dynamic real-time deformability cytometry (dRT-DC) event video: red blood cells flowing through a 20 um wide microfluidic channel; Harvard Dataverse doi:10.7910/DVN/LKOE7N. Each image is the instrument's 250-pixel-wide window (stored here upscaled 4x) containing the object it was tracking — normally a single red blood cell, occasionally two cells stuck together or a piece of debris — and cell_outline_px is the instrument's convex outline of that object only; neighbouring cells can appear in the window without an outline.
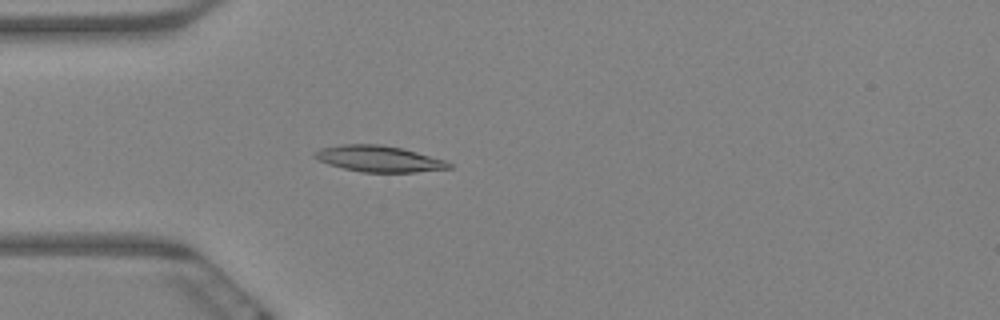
{"species": "Egyptian fruit bat (a non-hibernating species)", "species_latin": "Rousettus aegyptiacus", "temperature_condition": "warm", "stored_images_in_passage": 63, "camera_frame_rate_fps": 3000, "um_per_image_px": 0.085, "animal": {"sex": "female"}, "frame": {"image": 1, "passage_image": 18, "time_ms": 5.667, "image_size_px": [1000, 320], "cell_outline_px": [[452, 168], [416, 172], [360, 172], [328, 164], [316, 160], [312, 156], [312, 152], [320, 148], [344, 144], [380, 144], [400, 148], [416, 152], [444, 160], [452, 164]], "centroid_in_image_um": [32.14, 13.5], "position_along_channel_um": 52.9, "area_um2": 20.46}}
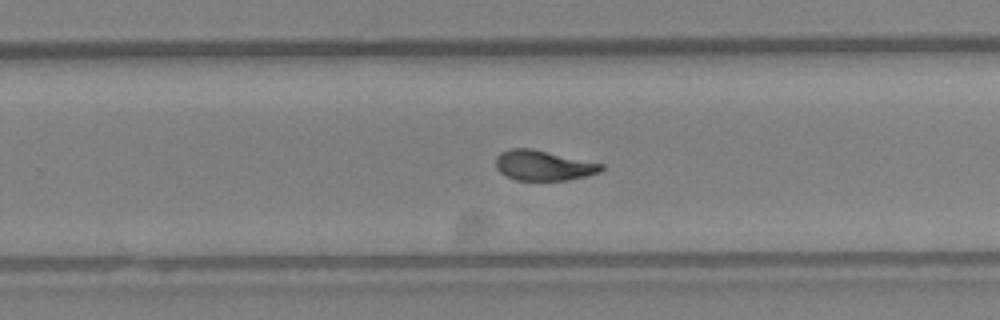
{"frame": {"image": 2, "passage_image": 40, "time_ms": 13.0, "image_size_px": [1000, 320], "cell_outline_px": [[604, 168], [600, 172], [568, 180], [516, 180], [500, 172], [496, 168], [496, 156], [500, 152], [508, 148], [532, 148], [604, 164]], "centroid_in_image_um": [46.17, 14.05], "position_along_channel_um": 283.6, "area_um2": 18.55}}
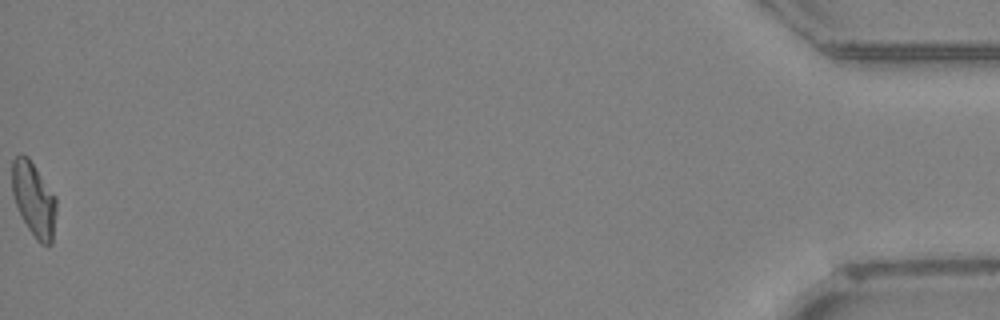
{"frame": {"image": 3, "passage_image": 63, "time_ms": 20.667, "image_size_px": [1000, 320], "cell_outline_px": [[56, 212], [52, 244], [40, 244], [36, 240], [28, 228], [16, 204], [12, 192], [12, 160], [16, 156], [28, 156], [56, 196]], "centroid_in_image_um": [2.89, 16.95], "position_along_channel_um": 432.3, "area_um2": 19.02}, "authors_computed_cell_mechanics": {"area_um2": 19.2474, "velocity_mm_per_s": 3.2629, "shape_relaxation_time_tau1_ms": 5.8055, "shape_relaxation_time_tau2_ms": 2.6751, "deformation_change_tau1": 0.1815, "deformation_change_tau2": 0.089}}